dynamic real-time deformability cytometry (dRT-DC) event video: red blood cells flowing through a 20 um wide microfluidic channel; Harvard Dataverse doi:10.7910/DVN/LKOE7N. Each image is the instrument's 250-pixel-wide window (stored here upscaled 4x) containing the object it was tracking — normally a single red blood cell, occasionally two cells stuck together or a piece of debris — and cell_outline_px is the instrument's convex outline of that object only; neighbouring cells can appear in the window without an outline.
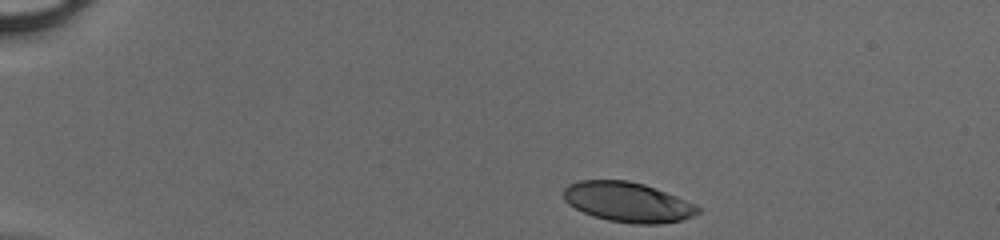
{"species": "human", "species_latin": "Homo sapiens", "temperature_condition": "cold", "stored_images_in_passage": 35, "camera_frame_rate_fps": 3000, "um_per_image_px": 0.085, "donor": {"sex": "male"}, "frame": {"image": 1, "passage_image": 1, "time_ms": 0.0, "image_size_px": [1000, 240], "cell_outline_px": [[700, 212], [684, 220], [656, 224], [632, 224], [608, 220], [592, 216], [568, 204], [564, 200], [564, 188], [568, 184], [580, 180], [628, 180], [644, 184], [676, 196], [696, 204], [700, 208]], "centroid_in_image_um": [53.36, 17.18], "position_along_channel_um": 31.6, "area_um2": 31.27}}
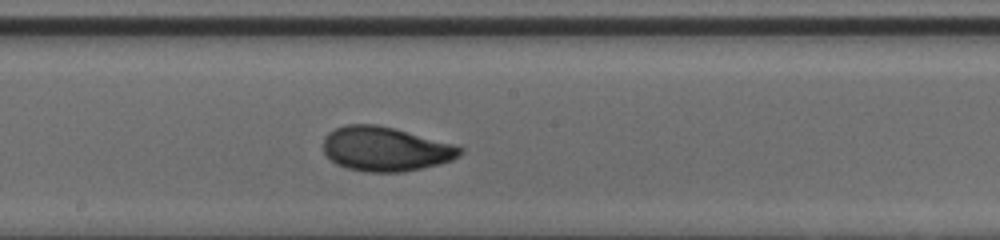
{"frame": {"image": 2, "passage_image": 20, "time_ms": 6.333, "image_size_px": [1000, 240], "cell_outline_px": [[464, 152], [460, 156], [452, 160], [440, 164], [400, 172], [368, 172], [348, 168], [336, 164], [324, 152], [324, 136], [328, 132], [344, 124], [376, 124], [396, 128], [460, 144], [464, 148]], "centroid_in_image_um": [32.84, 12.64], "position_along_channel_um": 215.4, "area_um2": 35.95}}
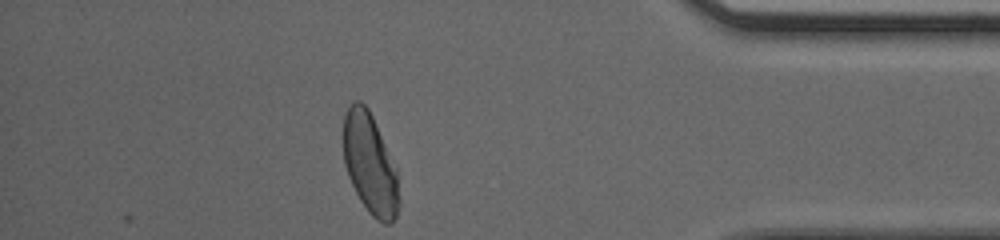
{"frame": {"image": 3, "passage_image": 35, "time_ms": 11.333, "image_size_px": [1000, 240], "cell_outline_px": [[400, 204], [396, 216], [392, 224], [384, 224], [376, 220], [368, 212], [360, 200], [348, 176], [344, 164], [344, 112], [356, 100], [360, 100], [368, 108], [372, 116], [396, 168], [400, 196]], "centroid_in_image_um": [31.47, 13.99], "position_along_channel_um": 403.7, "area_um2": 32.6}}